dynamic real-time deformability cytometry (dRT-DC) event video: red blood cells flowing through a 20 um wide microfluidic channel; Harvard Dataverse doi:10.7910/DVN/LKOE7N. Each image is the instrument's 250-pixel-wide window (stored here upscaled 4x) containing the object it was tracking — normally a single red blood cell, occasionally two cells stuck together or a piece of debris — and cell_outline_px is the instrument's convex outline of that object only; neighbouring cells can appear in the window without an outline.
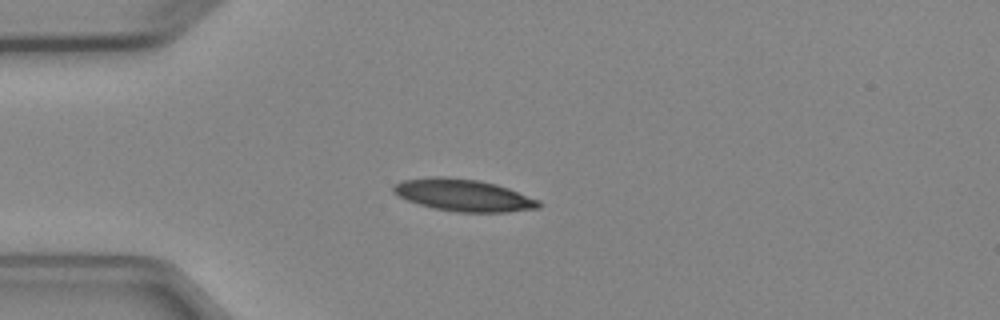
{"species": "Egyptian fruit bat (a non-hibernating species)", "species_latin": "Rousettus aegyptiacus", "temperature_condition": "cold", "stored_images_in_passage": 7, "camera_frame_rate_fps": 3000, "um_per_image_px": 0.085, "animal": {"sex": "female"}, "frame": {"image": 1, "passage_image": 3, "time_ms": 2.333, "image_size_px": [1000, 320], "cell_outline_px": [[544, 204], [540, 208], [508, 212], [456, 212], [432, 208], [408, 200], [392, 192], [392, 188], [396, 184], [404, 180], [436, 176], [440, 176], [480, 180], [496, 184], [508, 188], [540, 200]], "centroid_in_image_um": [39.45, 16.6], "position_along_channel_um": 45.5, "area_um2": 27.17}}